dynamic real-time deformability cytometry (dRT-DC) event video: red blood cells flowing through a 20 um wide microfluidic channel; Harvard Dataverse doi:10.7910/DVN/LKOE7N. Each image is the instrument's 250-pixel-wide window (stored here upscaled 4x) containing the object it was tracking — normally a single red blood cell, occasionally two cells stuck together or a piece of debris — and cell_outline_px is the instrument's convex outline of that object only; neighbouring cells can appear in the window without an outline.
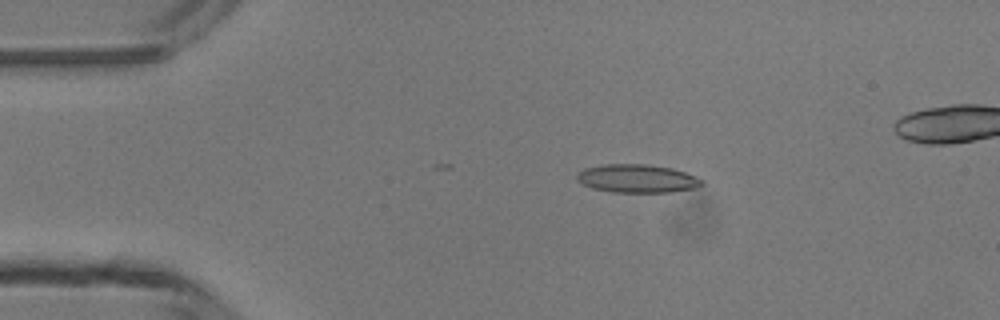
{"species": "common noctule bat (a hibernating species)", "species_latin": "Nyctalus noctula", "temperature_condition": "room temperature", "stored_images_in_passage": 37, "camera_frame_rate_fps": 3000, "um_per_image_px": 0.085, "animal": {"sex": "male", "body_mass_g": 13.3}, "frame": {"image": 1, "passage_image": 6, "time_ms": 1.667, "image_size_px": [1000, 320], "cell_outline_px": [[704, 184], [696, 188], [672, 192], [612, 192], [592, 188], [576, 180], [576, 176], [584, 168], [604, 164], [648, 164], [672, 168], [696, 176], [704, 180]], "centroid_in_image_um": [54.19, 15.17], "position_along_channel_um": 30.8, "area_um2": 20.69}}
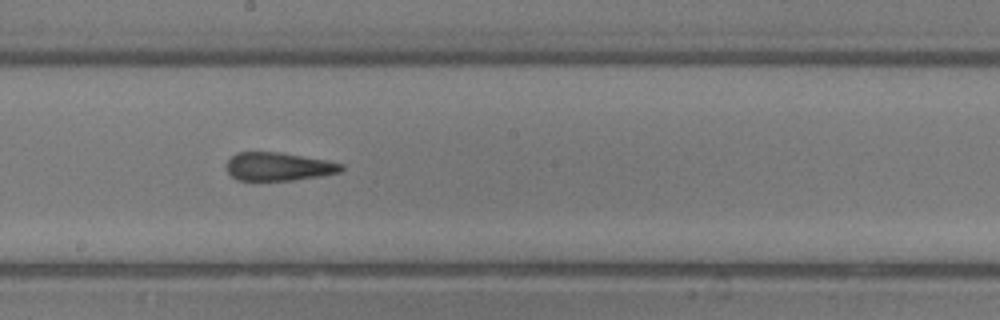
{"frame": {"image": 2, "passage_image": 23, "time_ms": 7.333, "image_size_px": [1000, 320], "cell_outline_px": [[344, 168], [340, 172], [320, 176], [292, 180], [240, 180], [232, 176], [228, 172], [228, 160], [236, 152], [280, 152], [328, 160], [344, 164]], "centroid_in_image_um": [23.72, 14.15], "position_along_channel_um": 224.5, "area_um2": 18.84}}
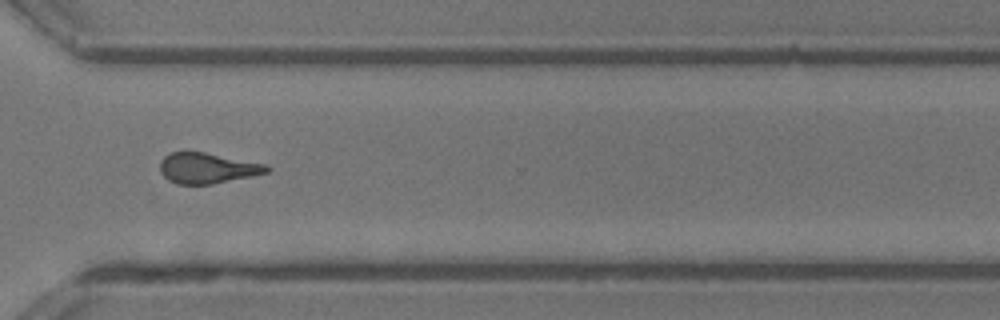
{"frame": {"image": 3, "passage_image": 32, "time_ms": 10.333, "image_size_px": [1000, 320], "cell_outline_px": [[272, 168], [268, 172], [252, 176], [212, 184], [176, 184], [168, 180], [160, 172], [160, 160], [164, 156], [172, 152], [204, 152], [268, 164]], "centroid_in_image_um": [17.64, 14.29], "position_along_channel_um": 353.0, "area_um2": 19.13}, "authors_computed_cell_mechanics": {"area_um2": 19.5942, "velocity_mm_per_s": 4.2858, "shape_relaxation_time_tau1_ms": null, "shape_relaxation_time_tau2_ms": 1.271, "deformation_change_tau1": null, "deformation_change_tau2": 0.1048}}